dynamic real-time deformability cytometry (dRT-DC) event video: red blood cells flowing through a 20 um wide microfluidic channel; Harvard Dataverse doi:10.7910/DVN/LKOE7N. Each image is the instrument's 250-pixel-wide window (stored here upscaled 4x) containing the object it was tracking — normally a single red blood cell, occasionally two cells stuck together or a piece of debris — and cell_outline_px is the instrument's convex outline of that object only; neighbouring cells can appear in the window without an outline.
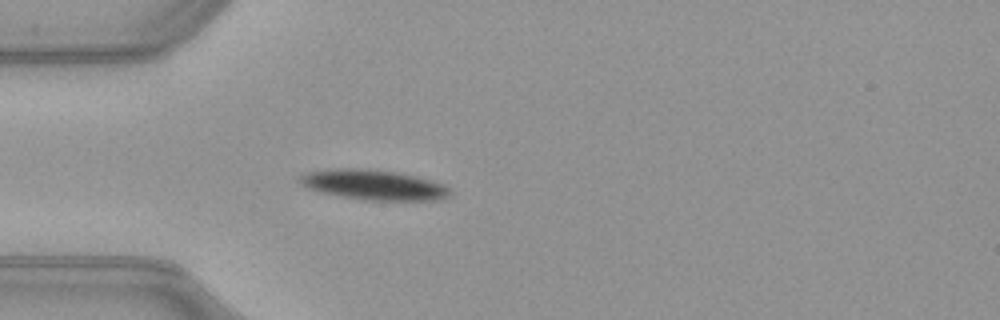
{"species": "common noctule bat (a hibernating species)", "species_latin": "Nyctalus noctula", "temperature_condition": "warm", "stored_images_in_passage": 39, "camera_frame_rate_fps": 3000, "um_per_image_px": 0.085, "animal": {"sex": "female", "body_mass_g": 21.9}, "frame": {"image": 1, "passage_image": 5, "time_ms": 1.333, "image_size_px": [1000, 320], "cell_outline_px": [[452, 192], [448, 196], [440, 200], [364, 200], [320, 192], [308, 188], [300, 184], [296, 176], [304, 172], [328, 168], [360, 168], [392, 172], [416, 176], [432, 180], [448, 188]], "centroid_in_image_um": [31.67, 15.7], "position_along_channel_um": 53.3, "area_um2": 26.41}}
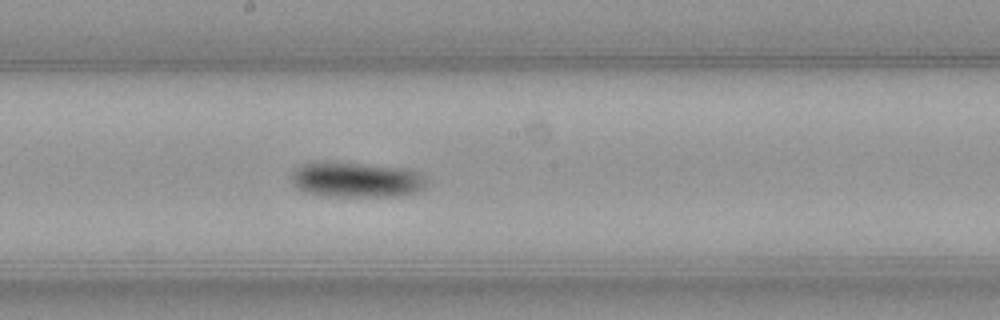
{"frame": {"image": 2, "passage_image": 18, "time_ms": 5.667, "image_size_px": [1000, 320], "cell_outline_px": [[428, 180], [424, 188], [416, 192], [396, 196], [320, 196], [304, 192], [296, 188], [292, 180], [292, 172], [300, 164], [324, 160], [408, 168], [420, 172]], "centroid_in_image_um": [30.27, 15.26], "position_along_channel_um": 217.9, "area_um2": 28.44}}
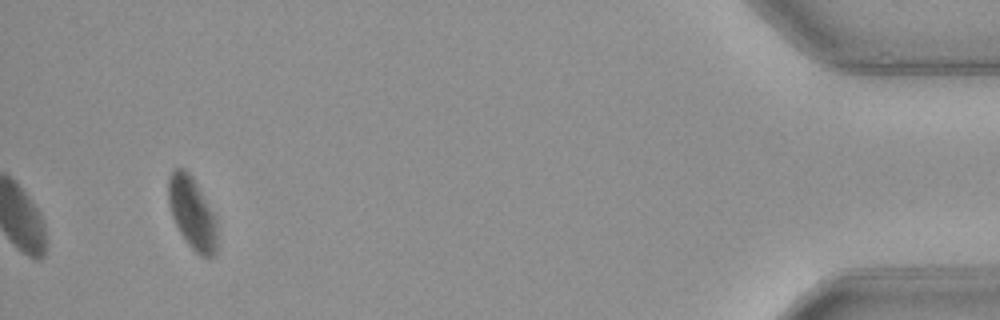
{"frame": {"image": 3, "passage_image": 39, "time_ms": 12.667, "image_size_px": [1000, 320], "cell_outline_px": [[216, 252], [208, 260], [200, 256], [188, 244], [180, 232], [172, 216], [168, 204], [168, 176], [176, 168], [184, 168], [188, 172], [196, 184], [216, 216]], "centroid_in_image_um": [16.33, 18.13], "position_along_channel_um": 418.9, "area_um2": 20.4}, "authors_computed_cell_mechanics": {"area_um2": 25.8366, "velocity_mm_per_s": 3.9763, "shape_relaxation_time_tau1_ms": 1.52, "shape_relaxation_time_tau2_ms": null, "deformation_change_tau1": 0.0755, "deformation_change_tau2": null}}